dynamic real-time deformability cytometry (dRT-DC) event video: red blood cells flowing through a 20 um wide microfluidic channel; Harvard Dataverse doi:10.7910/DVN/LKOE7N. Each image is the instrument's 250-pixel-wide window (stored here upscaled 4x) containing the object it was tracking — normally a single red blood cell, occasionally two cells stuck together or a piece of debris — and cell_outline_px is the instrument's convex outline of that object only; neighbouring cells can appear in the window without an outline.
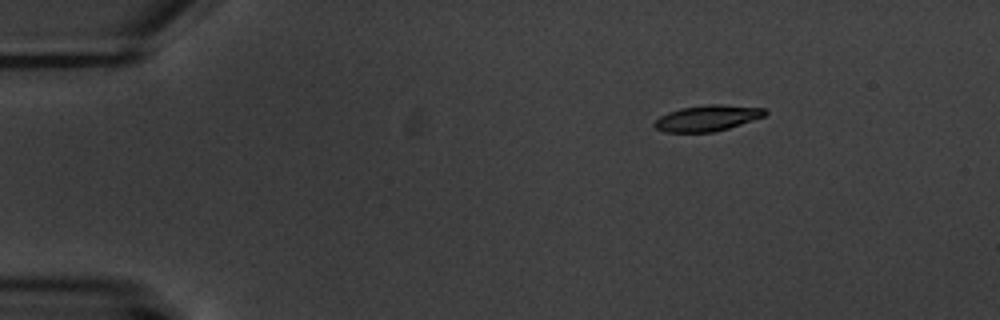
{"species": "common noctule bat (a hibernating species)", "species_latin": "Nyctalus noctula", "temperature_condition": "warm", "stored_images_in_passage": 4, "camera_frame_rate_fps": 3000, "um_per_image_px": 0.085, "animal": {"sex": "male", "body_mass_g": 20.1, "forearm_length_mm": 53.5}, "frame": {"image": 1, "passage_image": 1, "time_ms": 0.0, "image_size_px": [1000, 320], "cell_outline_px": [[768, 112], [764, 116], [728, 128], [712, 132], [664, 132], [656, 128], [652, 124], [660, 116], [668, 112], [680, 108], [708, 104], [720, 104], [764, 108]], "centroid_in_image_um": [60.1, 10.03], "position_along_channel_um": 24.9, "area_um2": 16.59}}
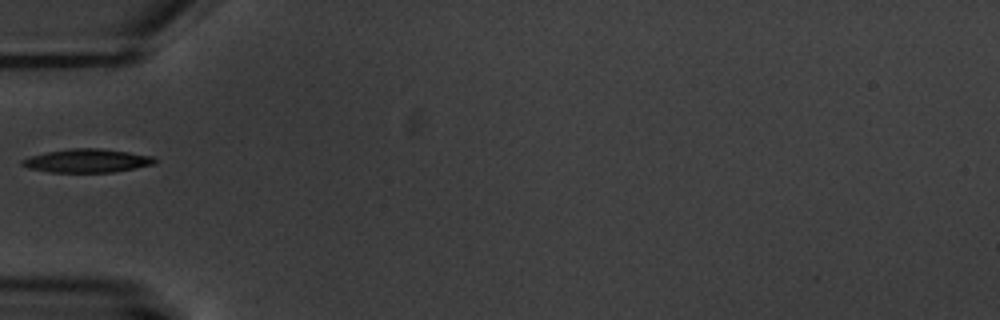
{"frame": {"image": 2, "passage_image": 4, "time_ms": 3.667, "image_size_px": [1000, 320], "cell_outline_px": [[156, 164], [136, 168], [112, 172], [48, 172], [28, 168], [20, 164], [20, 160], [32, 156], [48, 152], [72, 148], [100, 148], [156, 156]], "centroid_in_image_um": [7.44, 13.66], "position_along_channel_um": 77.6, "area_um2": 18.21}}